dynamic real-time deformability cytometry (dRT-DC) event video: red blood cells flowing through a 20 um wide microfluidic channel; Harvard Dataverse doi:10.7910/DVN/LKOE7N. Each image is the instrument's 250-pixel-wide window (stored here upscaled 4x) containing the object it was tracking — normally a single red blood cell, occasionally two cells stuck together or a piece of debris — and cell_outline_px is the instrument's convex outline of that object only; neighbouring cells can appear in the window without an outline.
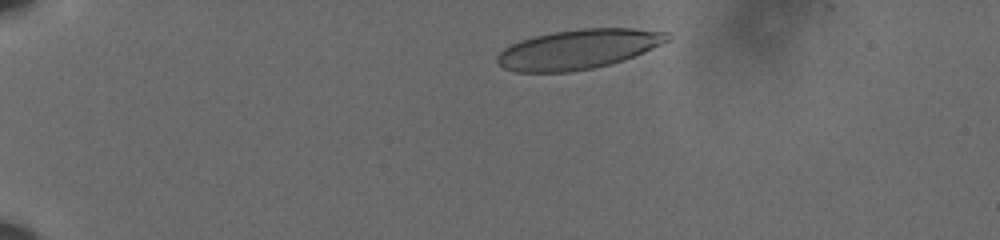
{"species": "human", "species_latin": "Homo sapiens", "temperature_condition": "cold", "stored_images_in_passage": 15, "camera_frame_rate_fps": 3000, "um_per_image_px": 0.085, "donor": {"sex": "male"}, "frame": {"image": 1, "passage_image": 1, "time_ms": 0.0, "image_size_px": [1000, 240], "cell_outline_px": [[672, 40], [624, 60], [592, 68], [568, 72], [516, 72], [504, 68], [496, 60], [496, 56], [504, 48], [520, 40], [532, 36], [552, 32], [584, 28], [632, 28], [668, 32], [672, 36]], "centroid_in_image_um": [49.17, 4.17], "position_along_channel_um": 35.8, "area_um2": 39.36}}
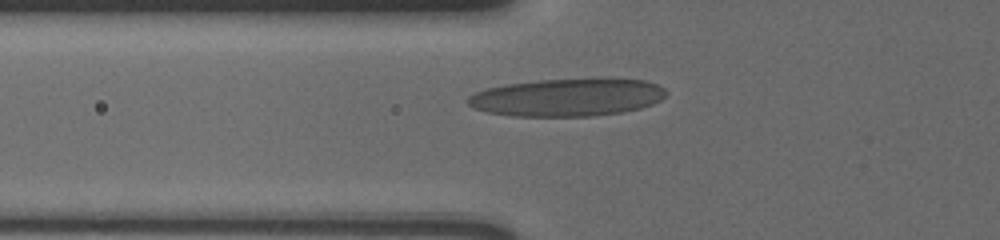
{"frame": {"image": 2, "passage_image": 11, "time_ms": 3.333, "image_size_px": [1000, 240], "cell_outline_px": [[668, 92], [660, 100], [652, 104], [640, 108], [620, 112], [592, 116], [512, 116], [488, 112], [476, 108], [468, 104], [464, 100], [468, 96], [476, 92], [488, 88], [504, 84], [536, 80], [604, 76], [644, 80], [656, 84], [664, 88]], "centroid_in_image_um": [48.25, 8.23], "position_along_channel_um": 77.5, "area_um2": 44.51}}
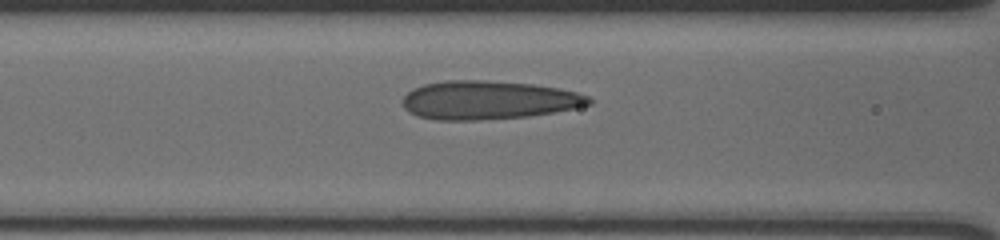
{"frame": {"image": 3, "passage_image": 15, "time_ms": 4.667, "image_size_px": [1000, 240], "cell_outline_px": [[592, 104], [552, 112], [528, 116], [476, 120], [440, 120], [416, 116], [408, 112], [404, 108], [400, 100], [408, 92], [424, 84], [444, 80], [484, 80], [532, 84], [556, 88], [576, 92], [588, 96], [592, 100]], "centroid_in_image_um": [41.45, 8.51], "position_along_channel_um": 125.1, "area_um2": 41.73}}